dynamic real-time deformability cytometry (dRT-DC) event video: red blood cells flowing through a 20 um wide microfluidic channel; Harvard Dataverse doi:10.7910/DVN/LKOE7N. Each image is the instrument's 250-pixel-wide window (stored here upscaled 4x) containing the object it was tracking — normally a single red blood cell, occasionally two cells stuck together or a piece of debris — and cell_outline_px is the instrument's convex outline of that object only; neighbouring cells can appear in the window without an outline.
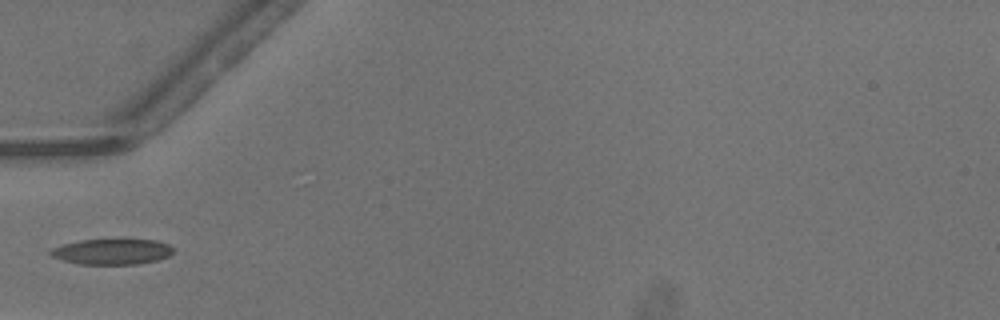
{"species": "common noctule bat (a hibernating species)", "species_latin": "Nyctalus noctula", "temperature_condition": "warm", "stored_images_in_passage": 26, "camera_frame_rate_fps": 3000, "um_per_image_px": 0.085, "animal": {"sex": "male", "body_mass_g": 13.3}, "frame": {"image": 1, "passage_image": 1, "time_ms": 0.0, "image_size_px": [1000, 320], "cell_outline_px": [[172, 252], [168, 256], [156, 260], [136, 264], [80, 264], [64, 260], [52, 256], [48, 252], [52, 248], [64, 244], [80, 240], [120, 236], [156, 240], [168, 244], [172, 248]], "centroid_in_image_um": [9.54, 21.33], "position_along_channel_um": 75.5, "area_um2": 19.07}}
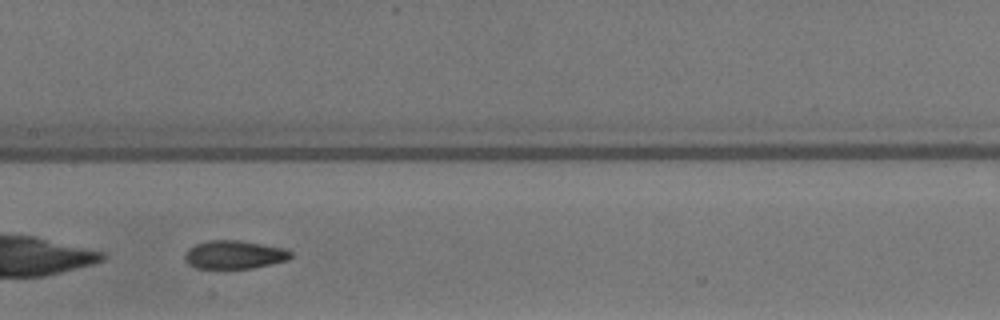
{"frame": {"image": 2, "passage_image": 9, "time_ms": 2.667, "image_size_px": [1000, 320], "cell_outline_px": [[292, 256], [288, 260], [252, 268], [196, 268], [188, 264], [184, 260], [184, 256], [188, 248], [196, 244], [208, 240], [240, 240], [288, 248], [292, 252]], "centroid_in_image_um": [19.93, 21.63], "position_along_channel_um": 187.5, "area_um2": 17.69}}
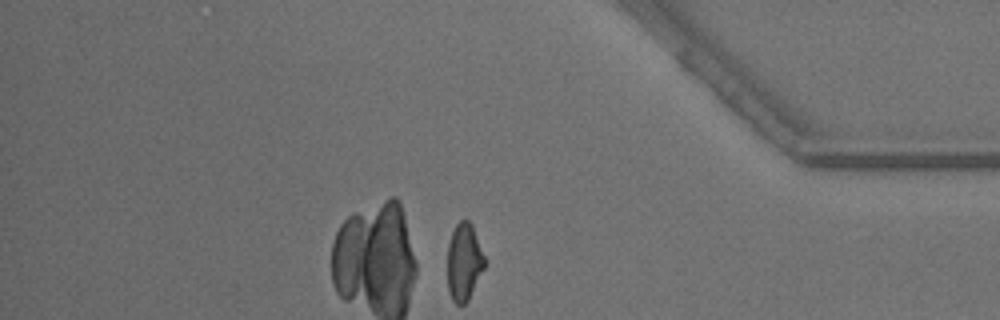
{"frame": {"image": 3, "passage_image": 26, "time_ms": 8.333, "image_size_px": [1000, 320], "cell_outline_px": [[484, 268], [468, 300], [464, 304], [456, 304], [452, 300], [448, 292], [448, 244], [452, 232], [456, 224], [460, 220], [468, 220], [472, 224], [484, 256]], "centroid_in_image_um": [39.43, 22.27], "position_along_channel_um": 395.8, "area_um2": 16.59}}